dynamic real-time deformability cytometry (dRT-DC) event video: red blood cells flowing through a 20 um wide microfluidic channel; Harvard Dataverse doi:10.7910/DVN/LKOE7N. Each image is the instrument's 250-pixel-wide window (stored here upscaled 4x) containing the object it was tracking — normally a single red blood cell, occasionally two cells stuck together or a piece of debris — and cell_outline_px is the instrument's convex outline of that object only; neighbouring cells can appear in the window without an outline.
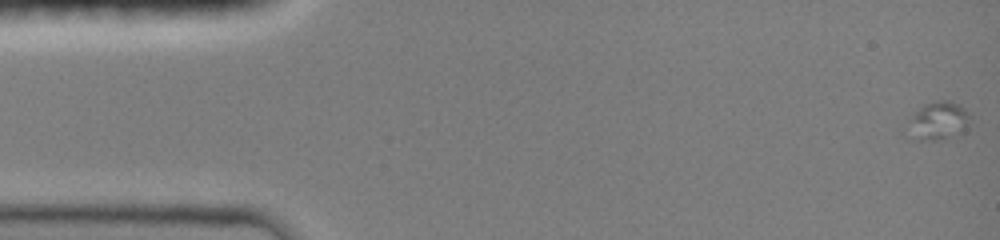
{"species": "common noctule bat (a hibernating species)", "species_latin": "Nyctalus noctula", "temperature_condition": "room temperature", "stored_images_in_passage": 13, "camera_frame_rate_fps": 3000, "um_per_image_px": 0.085, "animal": {"sex": "female", "body_mass_g": 19.0, "forearm_length_mm": 51.5}, "frame": {"image": 1, "passage_image": 1, "time_ms": 0.0, "image_size_px": [1000, 240], "cell_outline_px": [[968, 124], [964, 132], [940, 140], [908, 140], [904, 136], [908, 120], [912, 112], [924, 104], [940, 100], [948, 100], [960, 104], [964, 108], [968, 116]], "centroid_in_image_um": [79.62, 10.31], "position_along_channel_um": 5.4, "area_um2": 14.51}}